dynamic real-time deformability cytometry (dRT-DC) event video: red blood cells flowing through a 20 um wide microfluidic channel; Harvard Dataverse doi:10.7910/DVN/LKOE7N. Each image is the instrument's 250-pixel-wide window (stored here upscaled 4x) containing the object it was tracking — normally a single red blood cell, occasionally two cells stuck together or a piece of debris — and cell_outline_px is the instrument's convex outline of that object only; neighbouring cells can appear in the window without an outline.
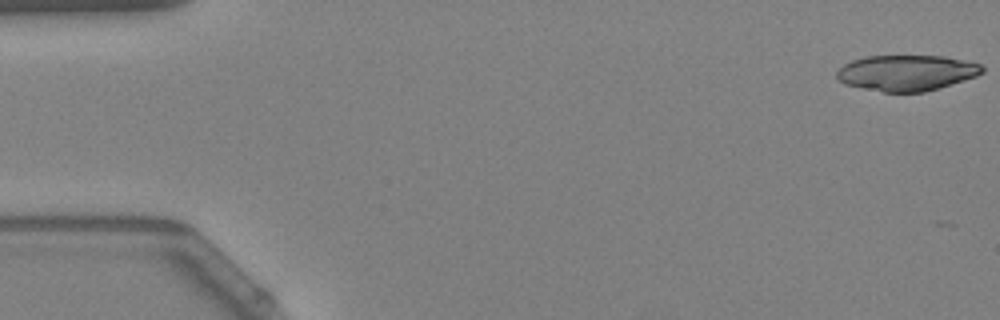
{"species": "Egyptian fruit bat (a non-hibernating species)", "species_latin": "Rousettus aegyptiacus", "temperature_condition": "warm", "stored_images_in_passage": 9, "camera_frame_rate_fps": 3000, "um_per_image_px": 0.085, "animal": {"sex": "female"}, "frame": {"image": 1, "passage_image": 1, "time_ms": 0.0, "image_size_px": [1000, 320], "cell_outline_px": [[984, 72], [976, 76], [964, 80], [924, 92], [884, 92], [844, 84], [836, 80], [836, 72], [844, 64], [852, 60], [868, 56], [944, 56], [964, 60], [980, 64], [984, 68]], "centroid_in_image_um": [77.04, 6.19], "position_along_channel_um": 8.0, "area_um2": 30.23}}